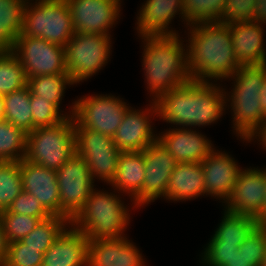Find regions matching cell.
Instances as JSON below:
<instances>
[{"label":"cell","instance_id":"cell-35","mask_svg":"<svg viewBox=\"0 0 266 266\" xmlns=\"http://www.w3.org/2000/svg\"><path fill=\"white\" fill-rule=\"evenodd\" d=\"M30 105L33 119V130H35L38 127L58 124L66 117H73L75 102L72 103L70 108L71 111L69 109L70 113L64 114L50 101L31 93Z\"/></svg>","mask_w":266,"mask_h":266},{"label":"cell","instance_id":"cell-7","mask_svg":"<svg viewBox=\"0 0 266 266\" xmlns=\"http://www.w3.org/2000/svg\"><path fill=\"white\" fill-rule=\"evenodd\" d=\"M28 0L24 10L23 30L19 36L44 39L65 47L75 33L66 0ZM31 2V3H30Z\"/></svg>","mask_w":266,"mask_h":266},{"label":"cell","instance_id":"cell-37","mask_svg":"<svg viewBox=\"0 0 266 266\" xmlns=\"http://www.w3.org/2000/svg\"><path fill=\"white\" fill-rule=\"evenodd\" d=\"M43 253L38 248L27 247L20 240L8 244L7 259L4 266H41Z\"/></svg>","mask_w":266,"mask_h":266},{"label":"cell","instance_id":"cell-32","mask_svg":"<svg viewBox=\"0 0 266 266\" xmlns=\"http://www.w3.org/2000/svg\"><path fill=\"white\" fill-rule=\"evenodd\" d=\"M27 76L19 58L13 53H0V93L7 95L27 86Z\"/></svg>","mask_w":266,"mask_h":266},{"label":"cell","instance_id":"cell-11","mask_svg":"<svg viewBox=\"0 0 266 266\" xmlns=\"http://www.w3.org/2000/svg\"><path fill=\"white\" fill-rule=\"evenodd\" d=\"M60 216L70 221L83 208L94 189V180L90 175L86 161L73 155L60 169L56 170Z\"/></svg>","mask_w":266,"mask_h":266},{"label":"cell","instance_id":"cell-36","mask_svg":"<svg viewBox=\"0 0 266 266\" xmlns=\"http://www.w3.org/2000/svg\"><path fill=\"white\" fill-rule=\"evenodd\" d=\"M4 233L8 243L19 241L28 235L41 221L40 218L9 213L7 210L0 212Z\"/></svg>","mask_w":266,"mask_h":266},{"label":"cell","instance_id":"cell-19","mask_svg":"<svg viewBox=\"0 0 266 266\" xmlns=\"http://www.w3.org/2000/svg\"><path fill=\"white\" fill-rule=\"evenodd\" d=\"M137 16V32L142 36H173L179 35L176 30L169 29L176 15L184 16V0H146Z\"/></svg>","mask_w":266,"mask_h":266},{"label":"cell","instance_id":"cell-26","mask_svg":"<svg viewBox=\"0 0 266 266\" xmlns=\"http://www.w3.org/2000/svg\"><path fill=\"white\" fill-rule=\"evenodd\" d=\"M28 0H0V53L13 52L22 33L24 10Z\"/></svg>","mask_w":266,"mask_h":266},{"label":"cell","instance_id":"cell-49","mask_svg":"<svg viewBox=\"0 0 266 266\" xmlns=\"http://www.w3.org/2000/svg\"><path fill=\"white\" fill-rule=\"evenodd\" d=\"M262 266H266V255H265V259H264V261H263Z\"/></svg>","mask_w":266,"mask_h":266},{"label":"cell","instance_id":"cell-21","mask_svg":"<svg viewBox=\"0 0 266 266\" xmlns=\"http://www.w3.org/2000/svg\"><path fill=\"white\" fill-rule=\"evenodd\" d=\"M144 260L126 236L89 241L87 266H145Z\"/></svg>","mask_w":266,"mask_h":266},{"label":"cell","instance_id":"cell-4","mask_svg":"<svg viewBox=\"0 0 266 266\" xmlns=\"http://www.w3.org/2000/svg\"><path fill=\"white\" fill-rule=\"evenodd\" d=\"M112 192L93 189L83 208L70 221L89 241L124 237L130 213L122 198ZM121 198V199H120Z\"/></svg>","mask_w":266,"mask_h":266},{"label":"cell","instance_id":"cell-8","mask_svg":"<svg viewBox=\"0 0 266 266\" xmlns=\"http://www.w3.org/2000/svg\"><path fill=\"white\" fill-rule=\"evenodd\" d=\"M111 36L75 32L65 48V65L74 84L103 69L111 54Z\"/></svg>","mask_w":266,"mask_h":266},{"label":"cell","instance_id":"cell-39","mask_svg":"<svg viewBox=\"0 0 266 266\" xmlns=\"http://www.w3.org/2000/svg\"><path fill=\"white\" fill-rule=\"evenodd\" d=\"M239 246L230 243H222L220 240H210L202 253V265L224 266L239 252Z\"/></svg>","mask_w":266,"mask_h":266},{"label":"cell","instance_id":"cell-3","mask_svg":"<svg viewBox=\"0 0 266 266\" xmlns=\"http://www.w3.org/2000/svg\"><path fill=\"white\" fill-rule=\"evenodd\" d=\"M141 39L144 43L142 66L152 101L191 81L187 45L179 35L142 36Z\"/></svg>","mask_w":266,"mask_h":266},{"label":"cell","instance_id":"cell-31","mask_svg":"<svg viewBox=\"0 0 266 266\" xmlns=\"http://www.w3.org/2000/svg\"><path fill=\"white\" fill-rule=\"evenodd\" d=\"M27 133L6 120H0V161L25 159Z\"/></svg>","mask_w":266,"mask_h":266},{"label":"cell","instance_id":"cell-9","mask_svg":"<svg viewBox=\"0 0 266 266\" xmlns=\"http://www.w3.org/2000/svg\"><path fill=\"white\" fill-rule=\"evenodd\" d=\"M75 148L76 154L86 161L94 181L112 182L121 151L111 137L83 128L75 121Z\"/></svg>","mask_w":266,"mask_h":266},{"label":"cell","instance_id":"cell-44","mask_svg":"<svg viewBox=\"0 0 266 266\" xmlns=\"http://www.w3.org/2000/svg\"><path fill=\"white\" fill-rule=\"evenodd\" d=\"M224 266H255L253 263H251V260L248 259L243 252L239 250V252H236V254L229 260V263H227Z\"/></svg>","mask_w":266,"mask_h":266},{"label":"cell","instance_id":"cell-33","mask_svg":"<svg viewBox=\"0 0 266 266\" xmlns=\"http://www.w3.org/2000/svg\"><path fill=\"white\" fill-rule=\"evenodd\" d=\"M226 0H184L186 27L196 23L220 22Z\"/></svg>","mask_w":266,"mask_h":266},{"label":"cell","instance_id":"cell-45","mask_svg":"<svg viewBox=\"0 0 266 266\" xmlns=\"http://www.w3.org/2000/svg\"><path fill=\"white\" fill-rule=\"evenodd\" d=\"M254 139H257L260 142L259 144L262 145L264 149H266V119L262 122L260 127L250 136V138L246 140V142H251Z\"/></svg>","mask_w":266,"mask_h":266},{"label":"cell","instance_id":"cell-5","mask_svg":"<svg viewBox=\"0 0 266 266\" xmlns=\"http://www.w3.org/2000/svg\"><path fill=\"white\" fill-rule=\"evenodd\" d=\"M266 77V64L240 66L230 79H234L231 95L225 91L233 114V132L246 141L260 127L266 117L262 114L259 96ZM229 95V96H228ZM229 99H228V98Z\"/></svg>","mask_w":266,"mask_h":266},{"label":"cell","instance_id":"cell-34","mask_svg":"<svg viewBox=\"0 0 266 266\" xmlns=\"http://www.w3.org/2000/svg\"><path fill=\"white\" fill-rule=\"evenodd\" d=\"M22 190L19 162L0 161V212L7 210Z\"/></svg>","mask_w":266,"mask_h":266},{"label":"cell","instance_id":"cell-43","mask_svg":"<svg viewBox=\"0 0 266 266\" xmlns=\"http://www.w3.org/2000/svg\"><path fill=\"white\" fill-rule=\"evenodd\" d=\"M8 244L9 243L7 241L6 235L4 233V228L0 220V266L5 265L8 253Z\"/></svg>","mask_w":266,"mask_h":266},{"label":"cell","instance_id":"cell-18","mask_svg":"<svg viewBox=\"0 0 266 266\" xmlns=\"http://www.w3.org/2000/svg\"><path fill=\"white\" fill-rule=\"evenodd\" d=\"M157 140L177 163H201L214 149L211 140L192 128L166 129L158 134Z\"/></svg>","mask_w":266,"mask_h":266},{"label":"cell","instance_id":"cell-13","mask_svg":"<svg viewBox=\"0 0 266 266\" xmlns=\"http://www.w3.org/2000/svg\"><path fill=\"white\" fill-rule=\"evenodd\" d=\"M145 178L141 193L132 200L134 206L142 207L158 198L166 197L167 188L177 162L157 140L144 149Z\"/></svg>","mask_w":266,"mask_h":266},{"label":"cell","instance_id":"cell-42","mask_svg":"<svg viewBox=\"0 0 266 266\" xmlns=\"http://www.w3.org/2000/svg\"><path fill=\"white\" fill-rule=\"evenodd\" d=\"M251 22L266 25V0H256Z\"/></svg>","mask_w":266,"mask_h":266},{"label":"cell","instance_id":"cell-10","mask_svg":"<svg viewBox=\"0 0 266 266\" xmlns=\"http://www.w3.org/2000/svg\"><path fill=\"white\" fill-rule=\"evenodd\" d=\"M74 120L83 128L113 137L130 107L114 95H88L74 101Z\"/></svg>","mask_w":266,"mask_h":266},{"label":"cell","instance_id":"cell-29","mask_svg":"<svg viewBox=\"0 0 266 266\" xmlns=\"http://www.w3.org/2000/svg\"><path fill=\"white\" fill-rule=\"evenodd\" d=\"M70 224L67 218L51 215L41 220L33 231L20 241L27 247L38 248V251L44 254Z\"/></svg>","mask_w":266,"mask_h":266},{"label":"cell","instance_id":"cell-15","mask_svg":"<svg viewBox=\"0 0 266 266\" xmlns=\"http://www.w3.org/2000/svg\"><path fill=\"white\" fill-rule=\"evenodd\" d=\"M143 110V111H142ZM136 110L129 107L115 132L112 140L121 152L143 151L147 146L157 141V134L152 128V116L158 117L155 101L149 108ZM151 115V116H150Z\"/></svg>","mask_w":266,"mask_h":266},{"label":"cell","instance_id":"cell-25","mask_svg":"<svg viewBox=\"0 0 266 266\" xmlns=\"http://www.w3.org/2000/svg\"><path fill=\"white\" fill-rule=\"evenodd\" d=\"M144 178V150L121 152L115 177L109 185L113 186L112 188H115L116 192L131 196L132 202L141 193Z\"/></svg>","mask_w":266,"mask_h":266},{"label":"cell","instance_id":"cell-23","mask_svg":"<svg viewBox=\"0 0 266 266\" xmlns=\"http://www.w3.org/2000/svg\"><path fill=\"white\" fill-rule=\"evenodd\" d=\"M234 54L240 66L266 64L264 25L243 22L230 24Z\"/></svg>","mask_w":266,"mask_h":266},{"label":"cell","instance_id":"cell-38","mask_svg":"<svg viewBox=\"0 0 266 266\" xmlns=\"http://www.w3.org/2000/svg\"><path fill=\"white\" fill-rule=\"evenodd\" d=\"M255 266H262L266 255V225H258L239 246Z\"/></svg>","mask_w":266,"mask_h":266},{"label":"cell","instance_id":"cell-46","mask_svg":"<svg viewBox=\"0 0 266 266\" xmlns=\"http://www.w3.org/2000/svg\"><path fill=\"white\" fill-rule=\"evenodd\" d=\"M261 94L259 96V102L261 104L262 114L266 117V77L264 78L261 86Z\"/></svg>","mask_w":266,"mask_h":266},{"label":"cell","instance_id":"cell-27","mask_svg":"<svg viewBox=\"0 0 266 266\" xmlns=\"http://www.w3.org/2000/svg\"><path fill=\"white\" fill-rule=\"evenodd\" d=\"M223 219L210 240L241 245L251 232L259 225L255 217L229 213L226 210Z\"/></svg>","mask_w":266,"mask_h":266},{"label":"cell","instance_id":"cell-40","mask_svg":"<svg viewBox=\"0 0 266 266\" xmlns=\"http://www.w3.org/2000/svg\"><path fill=\"white\" fill-rule=\"evenodd\" d=\"M256 0H226L221 14V24L251 22Z\"/></svg>","mask_w":266,"mask_h":266},{"label":"cell","instance_id":"cell-24","mask_svg":"<svg viewBox=\"0 0 266 266\" xmlns=\"http://www.w3.org/2000/svg\"><path fill=\"white\" fill-rule=\"evenodd\" d=\"M200 196H205L204 172L201 163H177L170 175L165 199L178 202Z\"/></svg>","mask_w":266,"mask_h":266},{"label":"cell","instance_id":"cell-22","mask_svg":"<svg viewBox=\"0 0 266 266\" xmlns=\"http://www.w3.org/2000/svg\"><path fill=\"white\" fill-rule=\"evenodd\" d=\"M89 240L71 224L43 254L41 266H87Z\"/></svg>","mask_w":266,"mask_h":266},{"label":"cell","instance_id":"cell-1","mask_svg":"<svg viewBox=\"0 0 266 266\" xmlns=\"http://www.w3.org/2000/svg\"><path fill=\"white\" fill-rule=\"evenodd\" d=\"M188 71L191 80L228 79L240 65L234 54L230 26L219 22L188 26ZM217 80V81H216Z\"/></svg>","mask_w":266,"mask_h":266},{"label":"cell","instance_id":"cell-47","mask_svg":"<svg viewBox=\"0 0 266 266\" xmlns=\"http://www.w3.org/2000/svg\"><path fill=\"white\" fill-rule=\"evenodd\" d=\"M266 177V168L262 169ZM259 225H266V197L261 213L256 217Z\"/></svg>","mask_w":266,"mask_h":266},{"label":"cell","instance_id":"cell-20","mask_svg":"<svg viewBox=\"0 0 266 266\" xmlns=\"http://www.w3.org/2000/svg\"><path fill=\"white\" fill-rule=\"evenodd\" d=\"M22 189L35 196L51 214L60 216V198L56 170L22 159L19 162Z\"/></svg>","mask_w":266,"mask_h":266},{"label":"cell","instance_id":"cell-30","mask_svg":"<svg viewBox=\"0 0 266 266\" xmlns=\"http://www.w3.org/2000/svg\"><path fill=\"white\" fill-rule=\"evenodd\" d=\"M74 85L69 74H55L28 78L27 86L35 96L53 103L61 112L60 104L66 86Z\"/></svg>","mask_w":266,"mask_h":266},{"label":"cell","instance_id":"cell-16","mask_svg":"<svg viewBox=\"0 0 266 266\" xmlns=\"http://www.w3.org/2000/svg\"><path fill=\"white\" fill-rule=\"evenodd\" d=\"M265 197L266 177L263 170L258 167L241 169L224 210L256 218L262 211Z\"/></svg>","mask_w":266,"mask_h":266},{"label":"cell","instance_id":"cell-2","mask_svg":"<svg viewBox=\"0 0 266 266\" xmlns=\"http://www.w3.org/2000/svg\"><path fill=\"white\" fill-rule=\"evenodd\" d=\"M155 103L158 117L179 128L211 125L228 105L223 87L193 80L162 94Z\"/></svg>","mask_w":266,"mask_h":266},{"label":"cell","instance_id":"cell-28","mask_svg":"<svg viewBox=\"0 0 266 266\" xmlns=\"http://www.w3.org/2000/svg\"><path fill=\"white\" fill-rule=\"evenodd\" d=\"M31 91L28 86L4 95V120L9 121L26 133L33 131V119L30 105Z\"/></svg>","mask_w":266,"mask_h":266},{"label":"cell","instance_id":"cell-6","mask_svg":"<svg viewBox=\"0 0 266 266\" xmlns=\"http://www.w3.org/2000/svg\"><path fill=\"white\" fill-rule=\"evenodd\" d=\"M75 153V120L73 117H66L58 124L38 127L27 133L25 160L30 163L58 170Z\"/></svg>","mask_w":266,"mask_h":266},{"label":"cell","instance_id":"cell-48","mask_svg":"<svg viewBox=\"0 0 266 266\" xmlns=\"http://www.w3.org/2000/svg\"><path fill=\"white\" fill-rule=\"evenodd\" d=\"M5 105H4V95L0 93V120H4Z\"/></svg>","mask_w":266,"mask_h":266},{"label":"cell","instance_id":"cell-17","mask_svg":"<svg viewBox=\"0 0 266 266\" xmlns=\"http://www.w3.org/2000/svg\"><path fill=\"white\" fill-rule=\"evenodd\" d=\"M201 165L204 172L205 195L216 197L225 203L233 192L242 167L238 166L234 157L215 148L201 162Z\"/></svg>","mask_w":266,"mask_h":266},{"label":"cell","instance_id":"cell-41","mask_svg":"<svg viewBox=\"0 0 266 266\" xmlns=\"http://www.w3.org/2000/svg\"><path fill=\"white\" fill-rule=\"evenodd\" d=\"M7 211L9 213L37 217L41 220L51 216L35 196L24 190H22L18 197L11 203Z\"/></svg>","mask_w":266,"mask_h":266},{"label":"cell","instance_id":"cell-12","mask_svg":"<svg viewBox=\"0 0 266 266\" xmlns=\"http://www.w3.org/2000/svg\"><path fill=\"white\" fill-rule=\"evenodd\" d=\"M13 53L19 58L28 78L68 74L65 48L44 39L30 36L16 38Z\"/></svg>","mask_w":266,"mask_h":266},{"label":"cell","instance_id":"cell-14","mask_svg":"<svg viewBox=\"0 0 266 266\" xmlns=\"http://www.w3.org/2000/svg\"><path fill=\"white\" fill-rule=\"evenodd\" d=\"M75 32L110 35L121 12V0H66Z\"/></svg>","mask_w":266,"mask_h":266}]
</instances>
